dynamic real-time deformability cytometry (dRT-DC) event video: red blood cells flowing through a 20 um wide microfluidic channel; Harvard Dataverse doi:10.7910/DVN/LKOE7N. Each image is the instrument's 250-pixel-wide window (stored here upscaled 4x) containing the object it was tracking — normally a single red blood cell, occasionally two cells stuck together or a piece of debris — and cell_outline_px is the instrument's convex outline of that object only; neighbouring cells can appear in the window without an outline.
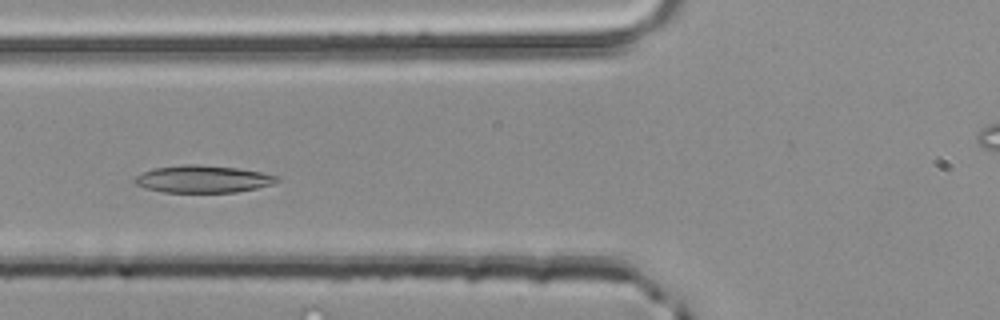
{"species": "common noctule bat (a hibernating species)", "species_latin": "Nyctalus noctula", "temperature_condition": "room temperature", "stored_images_in_passage": 47, "camera_frame_rate_fps": 3000, "um_per_image_px": 0.085, "animal": {"sex": "male", "body_mass_g": 20.4}, "frame": {"image": 1, "passage_image": 14, "time_ms": 4.333, "image_size_px": [1000, 320], "cell_outline_px": [[280, 180], [272, 184], [256, 188], [236, 192], [164, 192], [148, 188], [136, 184], [132, 180], [140, 172], [152, 168], [180, 164], [196, 164], [236, 168], [260, 172], [280, 176]], "centroid_in_image_um": [17.22, 15.21], "position_along_channel_um": 108.6, "area_um2": 22.66}}
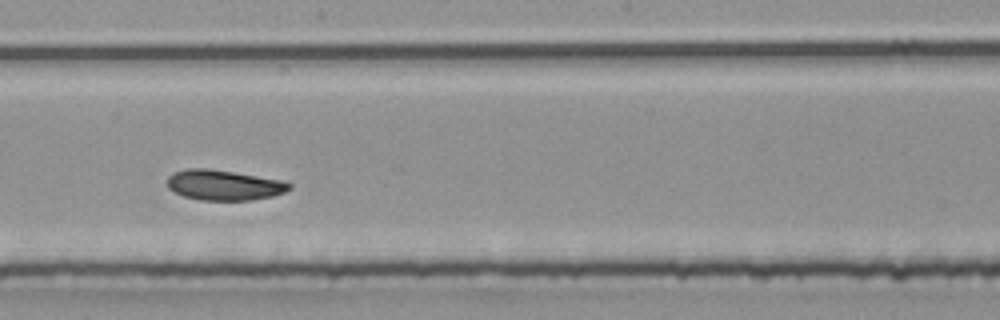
{"frame": {"image": 2, "passage_image": 23, "time_ms": 7.333, "image_size_px": [1000, 320], "cell_outline_px": [[292, 188], [284, 192], [272, 196], [252, 200], [200, 200], [184, 196], [168, 188], [168, 176], [172, 172], [188, 168], [208, 168], [280, 180], [292, 184]], "centroid_in_image_um": [19.01, 15.73], "position_along_channel_um": 229.2, "area_um2": 21.39}}
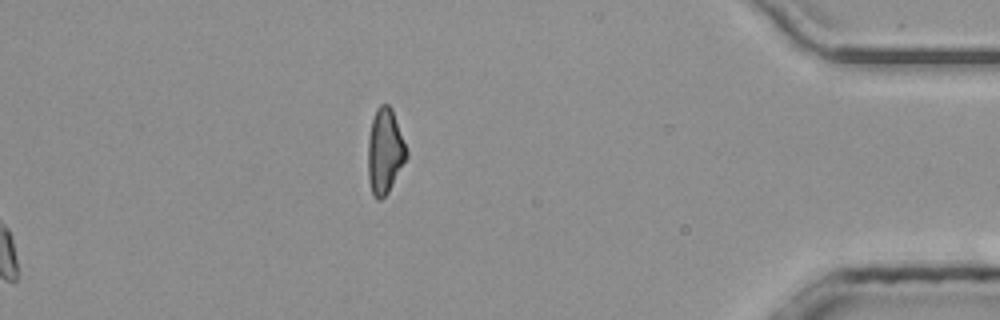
{"frame": {"image": 3, "passage_image": 47, "time_ms": 15.333, "image_size_px": [1000, 320], "cell_outline_px": [[408, 156], [388, 192], [380, 200], [372, 196], [368, 176], [368, 136], [372, 120], [376, 108], [380, 104], [388, 104], [392, 108], [408, 152]], "centroid_in_image_um": [32.7, 12.84], "position_along_channel_um": 402.5, "area_um2": 19.13}, "authors_computed_cell_mechanics": {"area_um2": 21.5594, "velocity_mm_per_s": 4.019, "shape_relaxation_time_tau1_ms": 4.0823, "shape_relaxation_time_tau2_ms": 4.8836, "deformation_change_tau1": 0.1108, "deformation_change_tau2": 0.0967}}